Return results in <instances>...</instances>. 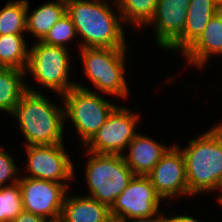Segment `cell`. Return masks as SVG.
Returning <instances> with one entry per match:
<instances>
[{
	"label": "cell",
	"mask_w": 222,
	"mask_h": 222,
	"mask_svg": "<svg viewBox=\"0 0 222 222\" xmlns=\"http://www.w3.org/2000/svg\"><path fill=\"white\" fill-rule=\"evenodd\" d=\"M65 1L67 14L71 17L80 39V43L77 44L79 49L128 48L127 39H125L126 25L122 20L116 0H111L114 5L109 0Z\"/></svg>",
	"instance_id": "6da1fadb"
},
{
	"label": "cell",
	"mask_w": 222,
	"mask_h": 222,
	"mask_svg": "<svg viewBox=\"0 0 222 222\" xmlns=\"http://www.w3.org/2000/svg\"><path fill=\"white\" fill-rule=\"evenodd\" d=\"M27 89L11 113L25 138L23 146L64 143V123H67L64 106L56 105L28 83Z\"/></svg>",
	"instance_id": "7a4b0ae2"
},
{
	"label": "cell",
	"mask_w": 222,
	"mask_h": 222,
	"mask_svg": "<svg viewBox=\"0 0 222 222\" xmlns=\"http://www.w3.org/2000/svg\"><path fill=\"white\" fill-rule=\"evenodd\" d=\"M180 148L189 192L197 197L214 191L222 176V132L214 125Z\"/></svg>",
	"instance_id": "3957f363"
},
{
	"label": "cell",
	"mask_w": 222,
	"mask_h": 222,
	"mask_svg": "<svg viewBox=\"0 0 222 222\" xmlns=\"http://www.w3.org/2000/svg\"><path fill=\"white\" fill-rule=\"evenodd\" d=\"M83 72L92 83L95 92L116 98L130 97L125 77L127 49L80 48Z\"/></svg>",
	"instance_id": "277c9868"
},
{
	"label": "cell",
	"mask_w": 222,
	"mask_h": 222,
	"mask_svg": "<svg viewBox=\"0 0 222 222\" xmlns=\"http://www.w3.org/2000/svg\"><path fill=\"white\" fill-rule=\"evenodd\" d=\"M85 152L88 158L84 170L88 186L85 195L110 208L135 175L123 155Z\"/></svg>",
	"instance_id": "5b68a950"
},
{
	"label": "cell",
	"mask_w": 222,
	"mask_h": 222,
	"mask_svg": "<svg viewBox=\"0 0 222 222\" xmlns=\"http://www.w3.org/2000/svg\"><path fill=\"white\" fill-rule=\"evenodd\" d=\"M63 97V98H62ZM65 120L69 119L79 135V142L85 145L106 122L117 104L105 99L104 95L76 83L72 89L61 96Z\"/></svg>",
	"instance_id": "8992f818"
},
{
	"label": "cell",
	"mask_w": 222,
	"mask_h": 222,
	"mask_svg": "<svg viewBox=\"0 0 222 222\" xmlns=\"http://www.w3.org/2000/svg\"><path fill=\"white\" fill-rule=\"evenodd\" d=\"M68 51L69 49L64 47L47 45L36 39L29 46L26 76L30 75L35 82L47 90L49 89L59 96L64 95L77 83L70 81L72 58Z\"/></svg>",
	"instance_id": "52a82bcc"
},
{
	"label": "cell",
	"mask_w": 222,
	"mask_h": 222,
	"mask_svg": "<svg viewBox=\"0 0 222 222\" xmlns=\"http://www.w3.org/2000/svg\"><path fill=\"white\" fill-rule=\"evenodd\" d=\"M140 116L138 111L117 105L103 126L83 147L92 153L123 155L138 133Z\"/></svg>",
	"instance_id": "ba28073f"
},
{
	"label": "cell",
	"mask_w": 222,
	"mask_h": 222,
	"mask_svg": "<svg viewBox=\"0 0 222 222\" xmlns=\"http://www.w3.org/2000/svg\"><path fill=\"white\" fill-rule=\"evenodd\" d=\"M24 149L27 157V164L23 168H26L27 175L24 177L62 183L67 188L70 186L67 182L76 180L74 163L64 143L29 145Z\"/></svg>",
	"instance_id": "9c48e42d"
},
{
	"label": "cell",
	"mask_w": 222,
	"mask_h": 222,
	"mask_svg": "<svg viewBox=\"0 0 222 222\" xmlns=\"http://www.w3.org/2000/svg\"><path fill=\"white\" fill-rule=\"evenodd\" d=\"M164 200L147 176L135 175L110 207L114 220L124 222L133 218L153 217L161 211Z\"/></svg>",
	"instance_id": "30bf717a"
},
{
	"label": "cell",
	"mask_w": 222,
	"mask_h": 222,
	"mask_svg": "<svg viewBox=\"0 0 222 222\" xmlns=\"http://www.w3.org/2000/svg\"><path fill=\"white\" fill-rule=\"evenodd\" d=\"M147 177L164 201L193 196L188 190L185 160L178 144L167 150Z\"/></svg>",
	"instance_id": "8fae6325"
},
{
	"label": "cell",
	"mask_w": 222,
	"mask_h": 222,
	"mask_svg": "<svg viewBox=\"0 0 222 222\" xmlns=\"http://www.w3.org/2000/svg\"><path fill=\"white\" fill-rule=\"evenodd\" d=\"M23 210L44 219L61 216L64 198L69 189L62 183L20 176Z\"/></svg>",
	"instance_id": "7c38bea8"
},
{
	"label": "cell",
	"mask_w": 222,
	"mask_h": 222,
	"mask_svg": "<svg viewBox=\"0 0 222 222\" xmlns=\"http://www.w3.org/2000/svg\"><path fill=\"white\" fill-rule=\"evenodd\" d=\"M191 0H158L151 21L157 46L166 50L183 32Z\"/></svg>",
	"instance_id": "4fadbf2b"
},
{
	"label": "cell",
	"mask_w": 222,
	"mask_h": 222,
	"mask_svg": "<svg viewBox=\"0 0 222 222\" xmlns=\"http://www.w3.org/2000/svg\"><path fill=\"white\" fill-rule=\"evenodd\" d=\"M221 9L222 1L220 0H191L182 34L165 51H176L182 54Z\"/></svg>",
	"instance_id": "5bb4252c"
},
{
	"label": "cell",
	"mask_w": 222,
	"mask_h": 222,
	"mask_svg": "<svg viewBox=\"0 0 222 222\" xmlns=\"http://www.w3.org/2000/svg\"><path fill=\"white\" fill-rule=\"evenodd\" d=\"M213 55L222 56V9L215 14L200 36L182 53L188 66L204 69ZM204 67V68H202Z\"/></svg>",
	"instance_id": "9a60e30c"
},
{
	"label": "cell",
	"mask_w": 222,
	"mask_h": 222,
	"mask_svg": "<svg viewBox=\"0 0 222 222\" xmlns=\"http://www.w3.org/2000/svg\"><path fill=\"white\" fill-rule=\"evenodd\" d=\"M170 147L171 145L157 142L147 134L137 133L128 144L123 157L134 175L147 176Z\"/></svg>",
	"instance_id": "2e32d148"
},
{
	"label": "cell",
	"mask_w": 222,
	"mask_h": 222,
	"mask_svg": "<svg viewBox=\"0 0 222 222\" xmlns=\"http://www.w3.org/2000/svg\"><path fill=\"white\" fill-rule=\"evenodd\" d=\"M65 222H109L112 220L110 208L96 199L79 194L64 198L61 216Z\"/></svg>",
	"instance_id": "e0dca14e"
},
{
	"label": "cell",
	"mask_w": 222,
	"mask_h": 222,
	"mask_svg": "<svg viewBox=\"0 0 222 222\" xmlns=\"http://www.w3.org/2000/svg\"><path fill=\"white\" fill-rule=\"evenodd\" d=\"M29 7L27 0L26 32L36 37L38 41H41L57 21L67 13L65 0H49L33 10Z\"/></svg>",
	"instance_id": "ac0fdd59"
},
{
	"label": "cell",
	"mask_w": 222,
	"mask_h": 222,
	"mask_svg": "<svg viewBox=\"0 0 222 222\" xmlns=\"http://www.w3.org/2000/svg\"><path fill=\"white\" fill-rule=\"evenodd\" d=\"M25 70L0 67V111H14L15 106L28 91Z\"/></svg>",
	"instance_id": "d6986e66"
},
{
	"label": "cell",
	"mask_w": 222,
	"mask_h": 222,
	"mask_svg": "<svg viewBox=\"0 0 222 222\" xmlns=\"http://www.w3.org/2000/svg\"><path fill=\"white\" fill-rule=\"evenodd\" d=\"M25 34L0 35V67L25 70L29 47Z\"/></svg>",
	"instance_id": "ffe728a7"
},
{
	"label": "cell",
	"mask_w": 222,
	"mask_h": 222,
	"mask_svg": "<svg viewBox=\"0 0 222 222\" xmlns=\"http://www.w3.org/2000/svg\"><path fill=\"white\" fill-rule=\"evenodd\" d=\"M116 2L124 24L141 29L146 28L154 16L158 0H116Z\"/></svg>",
	"instance_id": "44dd1931"
},
{
	"label": "cell",
	"mask_w": 222,
	"mask_h": 222,
	"mask_svg": "<svg viewBox=\"0 0 222 222\" xmlns=\"http://www.w3.org/2000/svg\"><path fill=\"white\" fill-rule=\"evenodd\" d=\"M27 0L8 1L0 10V35L26 32Z\"/></svg>",
	"instance_id": "7402d4cb"
},
{
	"label": "cell",
	"mask_w": 222,
	"mask_h": 222,
	"mask_svg": "<svg viewBox=\"0 0 222 222\" xmlns=\"http://www.w3.org/2000/svg\"><path fill=\"white\" fill-rule=\"evenodd\" d=\"M23 211L19 183L0 186V222H12Z\"/></svg>",
	"instance_id": "603a6c76"
},
{
	"label": "cell",
	"mask_w": 222,
	"mask_h": 222,
	"mask_svg": "<svg viewBox=\"0 0 222 222\" xmlns=\"http://www.w3.org/2000/svg\"><path fill=\"white\" fill-rule=\"evenodd\" d=\"M77 33L71 17L66 13L64 17L57 21V23L49 30L41 42L59 46L68 49L70 41L76 39Z\"/></svg>",
	"instance_id": "cb8c5ba5"
},
{
	"label": "cell",
	"mask_w": 222,
	"mask_h": 222,
	"mask_svg": "<svg viewBox=\"0 0 222 222\" xmlns=\"http://www.w3.org/2000/svg\"><path fill=\"white\" fill-rule=\"evenodd\" d=\"M20 168L16 166L13 155L0 147V186H10L18 183ZM9 181V182H8ZM8 182V183H7Z\"/></svg>",
	"instance_id": "d4e9b609"
},
{
	"label": "cell",
	"mask_w": 222,
	"mask_h": 222,
	"mask_svg": "<svg viewBox=\"0 0 222 222\" xmlns=\"http://www.w3.org/2000/svg\"><path fill=\"white\" fill-rule=\"evenodd\" d=\"M165 211H159L153 217H145V218H133L126 220L124 222H173V215L171 217H167L166 214L164 215Z\"/></svg>",
	"instance_id": "484cf974"
},
{
	"label": "cell",
	"mask_w": 222,
	"mask_h": 222,
	"mask_svg": "<svg viewBox=\"0 0 222 222\" xmlns=\"http://www.w3.org/2000/svg\"><path fill=\"white\" fill-rule=\"evenodd\" d=\"M47 220L23 210L12 222H46Z\"/></svg>",
	"instance_id": "4316f807"
},
{
	"label": "cell",
	"mask_w": 222,
	"mask_h": 222,
	"mask_svg": "<svg viewBox=\"0 0 222 222\" xmlns=\"http://www.w3.org/2000/svg\"><path fill=\"white\" fill-rule=\"evenodd\" d=\"M173 222H201L198 219H195L193 216L190 215H180V214H175L173 216Z\"/></svg>",
	"instance_id": "83f0119b"
},
{
	"label": "cell",
	"mask_w": 222,
	"mask_h": 222,
	"mask_svg": "<svg viewBox=\"0 0 222 222\" xmlns=\"http://www.w3.org/2000/svg\"><path fill=\"white\" fill-rule=\"evenodd\" d=\"M216 191L218 192V195H219V196H216L217 201H218L217 203L220 204L222 202V176L220 177L218 184L213 192H216Z\"/></svg>",
	"instance_id": "f1b7e54d"
},
{
	"label": "cell",
	"mask_w": 222,
	"mask_h": 222,
	"mask_svg": "<svg viewBox=\"0 0 222 222\" xmlns=\"http://www.w3.org/2000/svg\"><path fill=\"white\" fill-rule=\"evenodd\" d=\"M46 222H65L61 217L53 218V219H47Z\"/></svg>",
	"instance_id": "f546056e"
},
{
	"label": "cell",
	"mask_w": 222,
	"mask_h": 222,
	"mask_svg": "<svg viewBox=\"0 0 222 222\" xmlns=\"http://www.w3.org/2000/svg\"><path fill=\"white\" fill-rule=\"evenodd\" d=\"M222 132V122L215 125Z\"/></svg>",
	"instance_id": "4dcf8cb0"
},
{
	"label": "cell",
	"mask_w": 222,
	"mask_h": 222,
	"mask_svg": "<svg viewBox=\"0 0 222 222\" xmlns=\"http://www.w3.org/2000/svg\"><path fill=\"white\" fill-rule=\"evenodd\" d=\"M109 222H120V221L112 219Z\"/></svg>",
	"instance_id": "1f68e13d"
}]
</instances>
